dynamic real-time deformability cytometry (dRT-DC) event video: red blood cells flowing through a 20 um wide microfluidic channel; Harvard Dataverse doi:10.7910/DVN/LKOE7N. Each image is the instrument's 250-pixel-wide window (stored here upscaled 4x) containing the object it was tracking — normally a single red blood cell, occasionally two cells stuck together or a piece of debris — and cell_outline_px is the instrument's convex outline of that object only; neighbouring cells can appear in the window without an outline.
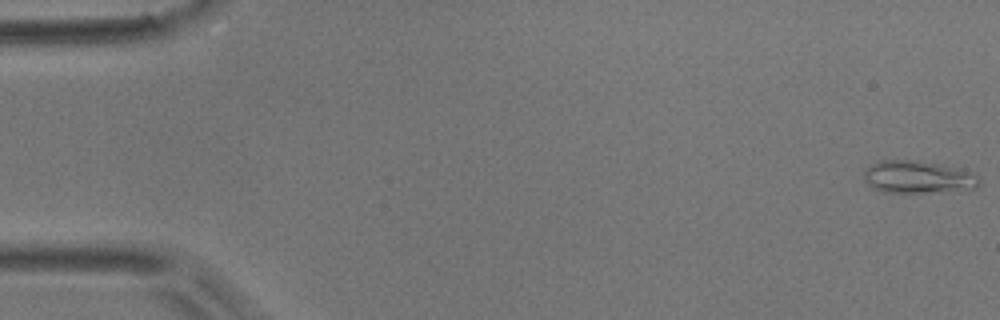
{"species": "common noctule bat (a hibernating species)", "species_latin": "Nyctalus noctula", "temperature_condition": "room temperature", "stored_images_in_passage": 7, "camera_frame_rate_fps": 3000, "um_per_image_px": 0.085, "animal": {"sex": "male", "body_mass_g": 17.9}, "frame": {"image": 1, "passage_image": 1, "time_ms": 0.0, "image_size_px": [1000, 320], "cell_outline_px": [[980, 188], [924, 192], [880, 192], [872, 188], [864, 180], [864, 168], [880, 160], [908, 160], [936, 164], [952, 168], [980, 176]], "centroid_in_image_um": [77.95, 15.06], "position_along_channel_um": 7.0, "area_um2": 21.44}}